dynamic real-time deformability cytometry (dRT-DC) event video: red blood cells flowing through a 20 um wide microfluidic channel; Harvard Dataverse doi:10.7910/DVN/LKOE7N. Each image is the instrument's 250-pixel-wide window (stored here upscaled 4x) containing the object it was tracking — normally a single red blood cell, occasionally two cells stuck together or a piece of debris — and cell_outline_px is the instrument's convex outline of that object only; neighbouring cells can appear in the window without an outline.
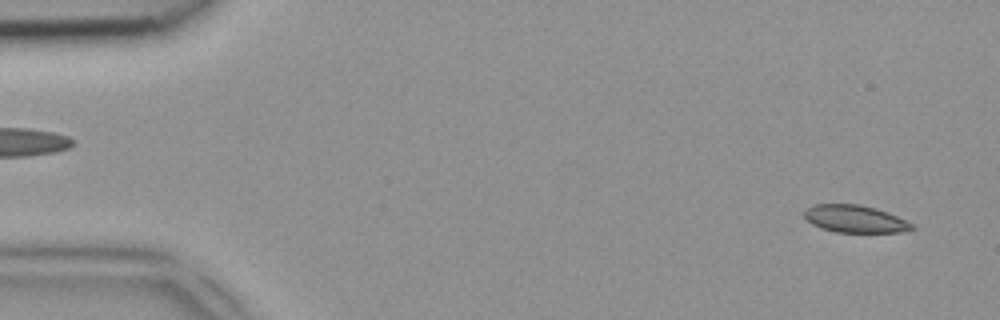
{"species": "common noctule bat (a hibernating species)", "species_latin": "Nyctalus noctula", "temperature_condition": "room temperature", "stored_images_in_passage": 48, "camera_frame_rate_fps": 3000, "um_per_image_px": 0.085, "animal": {"sex": "female", "body_mass_g": 18.4}, "frame": {"image": 1, "passage_image": 3, "time_ms": 0.667, "image_size_px": [1000, 320], "cell_outline_px": [[916, 228], [900, 232], [836, 232], [820, 228], [812, 224], [804, 216], [804, 212], [808, 208], [816, 204], [860, 204], [876, 208], [896, 216], [912, 224]], "centroid_in_image_um": [72.66, 18.61], "position_along_channel_um": 12.3, "area_um2": 16.99}}
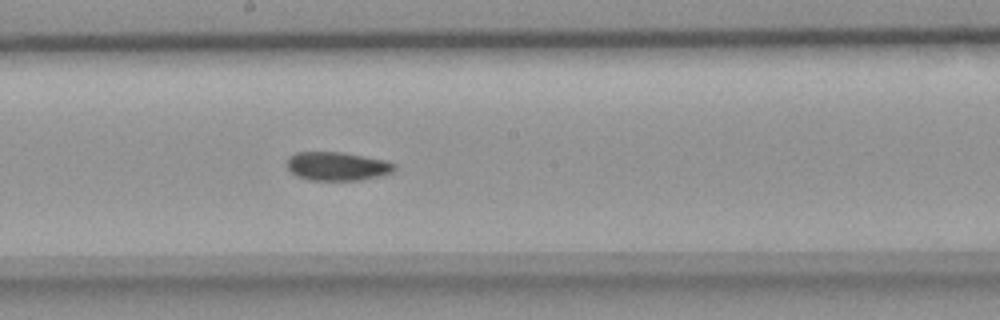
{"frame": {"image": 2, "passage_image": 26, "time_ms": 8.333, "image_size_px": [1000, 320], "cell_outline_px": [[396, 168], [392, 172], [380, 176], [360, 180], [308, 180], [296, 176], [288, 168], [288, 156], [296, 152], [340, 152], [384, 160], [396, 164]], "centroid_in_image_um": [28.65, 14.13], "position_along_channel_um": 219.5, "area_um2": 17.86}}
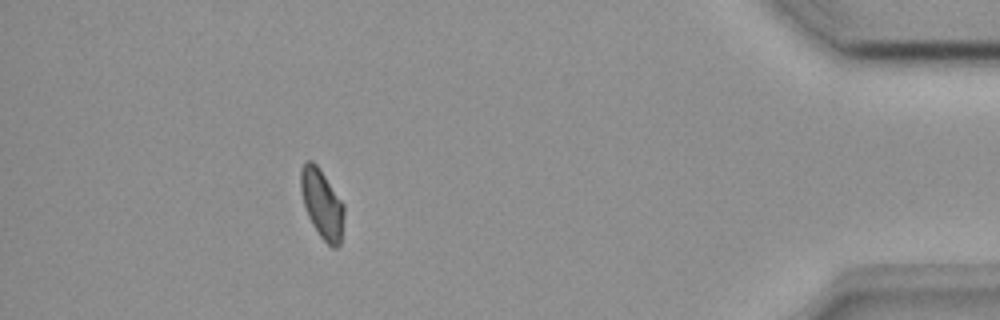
{"frame": {"image": 3, "passage_image": 43, "time_ms": 14.0, "image_size_px": [1000, 320], "cell_outline_px": [[344, 216], [340, 244], [336, 248], [332, 248], [320, 236], [312, 224], [308, 216], [304, 204], [300, 188], [300, 168], [304, 160], [312, 160], [320, 168], [344, 204]], "centroid_in_image_um": [27.36, 17.29], "position_along_channel_um": 407.8, "area_um2": 17.57}}